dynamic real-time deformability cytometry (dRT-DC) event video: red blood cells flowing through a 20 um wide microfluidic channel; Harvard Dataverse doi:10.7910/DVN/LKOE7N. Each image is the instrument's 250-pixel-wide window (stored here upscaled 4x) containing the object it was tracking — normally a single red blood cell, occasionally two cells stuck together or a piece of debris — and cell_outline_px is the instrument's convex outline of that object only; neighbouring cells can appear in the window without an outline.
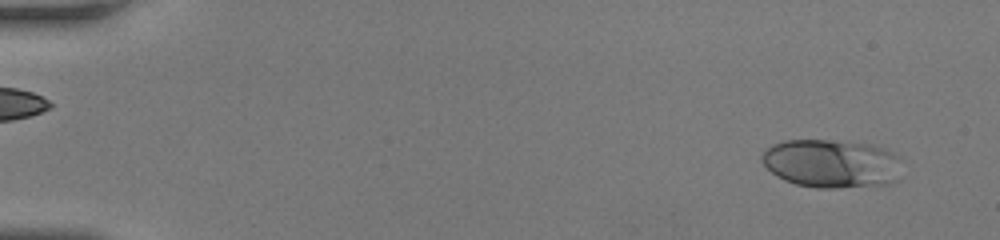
{"species": "human", "species_latin": "Homo sapiens", "temperature_condition": "room temperature", "stored_images_in_passage": 12, "camera_frame_rate_fps": 3000, "um_per_image_px": 0.085, "donor": {"sex": "female"}, "frame": {"image": 1, "passage_image": 3, "time_ms": 0.667, "image_size_px": [1000, 240], "cell_outline_px": [[896, 180], [888, 184], [836, 188], [816, 188], [796, 184], [784, 180], [776, 176], [760, 160], [760, 156], [764, 148], [772, 144], [784, 140], [828, 140], [872, 144], [892, 152], [896, 156]], "centroid_in_image_um": [70.56, 13.89], "position_along_channel_um": 14.4, "area_um2": 39.3}}